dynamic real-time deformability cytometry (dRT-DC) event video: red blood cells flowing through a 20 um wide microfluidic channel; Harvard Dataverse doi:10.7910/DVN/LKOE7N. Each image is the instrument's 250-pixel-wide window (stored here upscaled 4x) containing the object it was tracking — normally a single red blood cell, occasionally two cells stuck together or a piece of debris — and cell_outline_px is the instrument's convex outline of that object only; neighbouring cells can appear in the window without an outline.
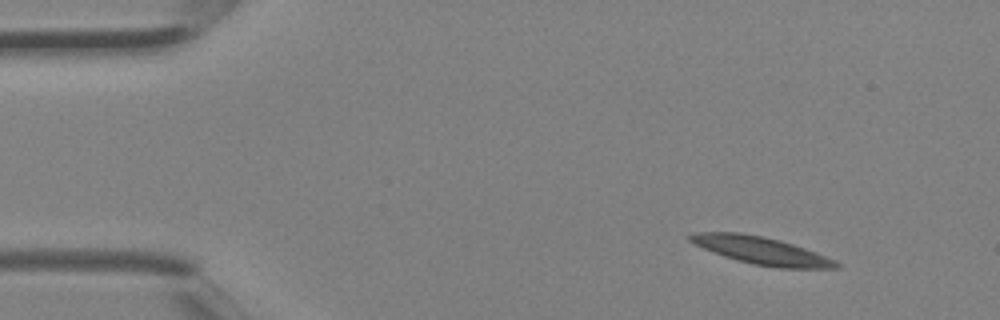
{"species": "Egyptian fruit bat (a non-hibernating species)", "species_latin": "Rousettus aegyptiacus", "temperature_condition": "room temperature", "stored_images_in_passage": 3, "camera_frame_rate_fps": 3000, "um_per_image_px": 0.085, "animal": {"sex": "female"}, "frame": {"image": 1, "passage_image": 1, "time_ms": 0.0, "image_size_px": [1000, 320], "cell_outline_px": [[840, 268], [780, 268], [752, 264], [724, 256], [704, 248], [688, 240], [688, 236], [696, 232], [740, 232], [780, 240], [816, 252], [836, 260], [840, 264]], "centroid_in_image_um": [64.74, 21.3], "position_along_channel_um": 20.3, "area_um2": 23.18}}
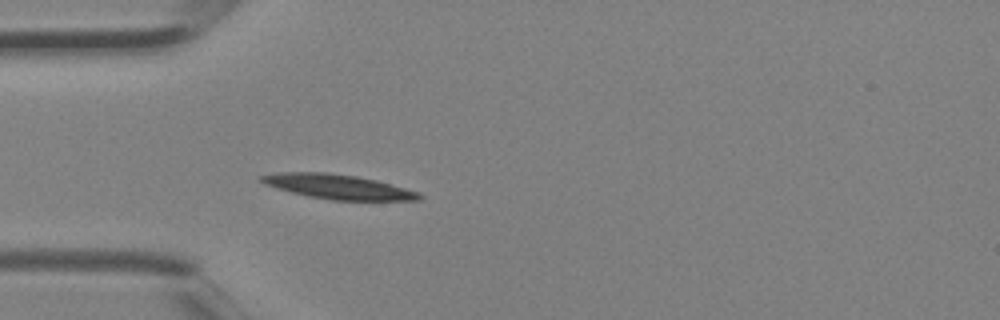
{"frame": {"image": 2, "passage_image": 3, "time_ms": 0.667, "image_size_px": [1000, 320], "cell_outline_px": [[424, 196], [420, 200], [332, 200], [308, 196], [276, 188], [264, 184], [260, 180], [260, 176], [276, 172], [328, 172], [356, 176], [376, 180], [420, 192]], "centroid_in_image_um": [28.74, 15.86], "position_along_channel_um": 56.3, "area_um2": 22.6}}